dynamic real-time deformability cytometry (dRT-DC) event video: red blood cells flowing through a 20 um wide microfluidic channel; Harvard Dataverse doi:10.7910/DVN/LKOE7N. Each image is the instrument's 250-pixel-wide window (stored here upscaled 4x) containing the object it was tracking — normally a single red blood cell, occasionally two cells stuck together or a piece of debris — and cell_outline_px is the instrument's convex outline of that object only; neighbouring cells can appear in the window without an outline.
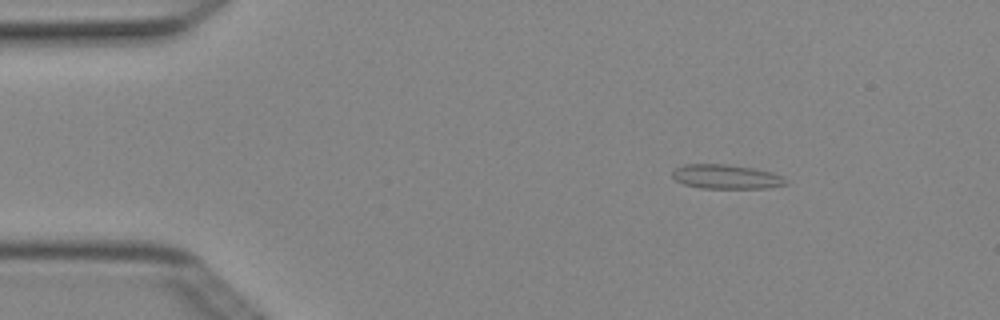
{"species": "Egyptian fruit bat (a non-hibernating species)", "species_latin": "Rousettus aegyptiacus", "temperature_condition": "cold", "stored_images_in_passage": 3, "camera_frame_rate_fps": 3000, "um_per_image_px": 0.085, "animal": {"sex": "female"}, "frame": {"image": 1, "passage_image": 2, "time_ms": 0.333, "image_size_px": [1000, 320], "cell_outline_px": [[788, 184], [768, 188], [700, 188], [684, 184], [676, 180], [672, 176], [672, 172], [676, 168], [684, 164], [724, 164], [752, 168], [784, 176]], "centroid_in_image_um": [61.72, 15.03], "position_along_channel_um": 23.3, "area_um2": 15.95}}
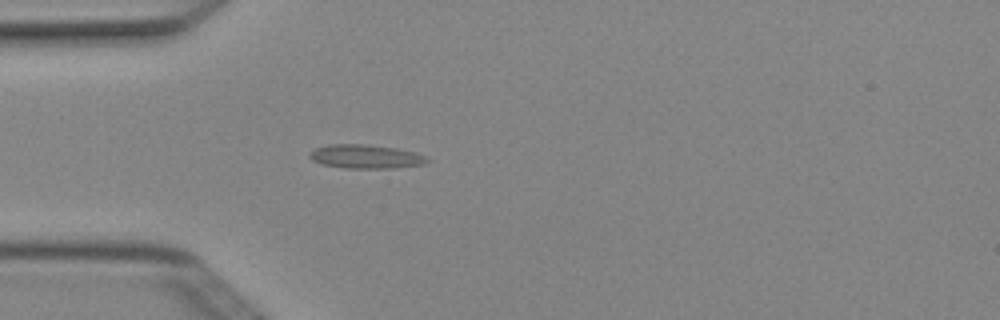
{"frame": {"image": 2, "passage_image": 3, "time_ms": 0.667, "image_size_px": [1000, 320], "cell_outline_px": [[432, 160], [424, 164], [392, 168], [344, 168], [324, 164], [312, 160], [308, 156], [308, 152], [316, 148], [328, 144], [364, 144], [396, 148], [416, 152]], "centroid_in_image_um": [31.08, 13.3], "position_along_channel_um": 53.9, "area_um2": 16.36}}